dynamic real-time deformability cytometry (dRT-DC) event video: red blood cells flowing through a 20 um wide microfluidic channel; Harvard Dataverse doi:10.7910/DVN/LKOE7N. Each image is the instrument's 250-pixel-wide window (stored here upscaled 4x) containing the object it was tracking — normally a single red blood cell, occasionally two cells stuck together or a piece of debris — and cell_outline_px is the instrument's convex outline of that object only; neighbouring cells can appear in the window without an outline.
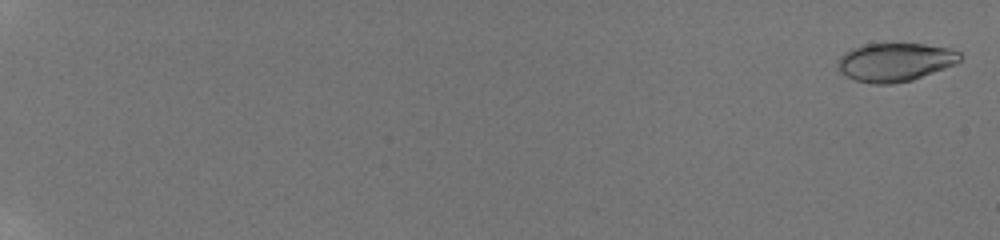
{"species": "human", "species_latin": "Homo sapiens", "temperature_condition": "room temperature", "stored_images_in_passage": 24, "camera_frame_rate_fps": 3000, "um_per_image_px": 0.085, "donor": {"sex": "male"}, "frame": {"image": 1, "passage_image": 2, "time_ms": 0.333, "image_size_px": [1000, 240], "cell_outline_px": [[964, 56], [956, 64], [912, 80], [892, 84], [872, 84], [856, 80], [840, 72], [840, 56], [844, 52], [852, 48], [864, 44], [924, 44], [952, 48], [960, 52]], "centroid_in_image_um": [76.14, 5.27], "position_along_channel_um": 8.9, "area_um2": 27.34}}
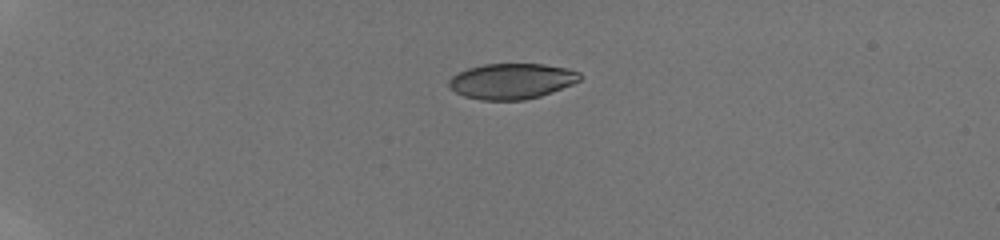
{"frame": {"image": 2, "passage_image": 16, "time_ms": 5.667, "image_size_px": [1000, 240], "cell_outline_px": [[580, 80], [572, 84], [540, 96], [524, 100], [480, 100], [464, 96], [448, 88], [448, 80], [452, 76], [468, 68], [484, 64], [544, 64], [564, 68], [580, 72]], "centroid_in_image_um": [43.45, 6.9], "position_along_channel_um": 41.5, "area_um2": 27.05}}
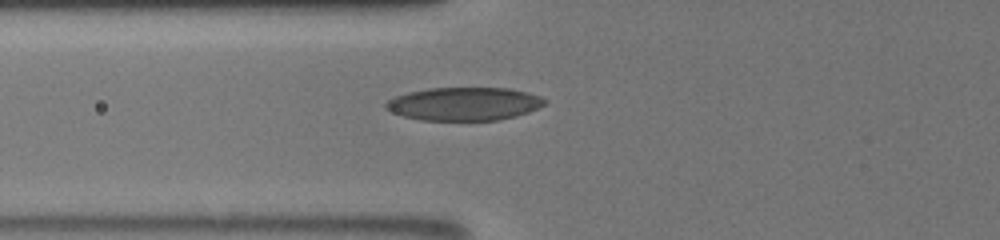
{"frame": {"image": 3, "passage_image": 24, "time_ms": 8.667, "image_size_px": [1000, 240], "cell_outline_px": [[548, 100], [544, 104], [528, 112], [516, 116], [500, 120], [420, 120], [404, 116], [392, 112], [384, 108], [384, 104], [388, 100], [396, 96], [408, 92], [428, 88], [508, 88], [528, 92], [540, 96]], "centroid_in_image_um": [39.45, 8.82], "position_along_channel_um": 86.4, "area_um2": 30.75}}